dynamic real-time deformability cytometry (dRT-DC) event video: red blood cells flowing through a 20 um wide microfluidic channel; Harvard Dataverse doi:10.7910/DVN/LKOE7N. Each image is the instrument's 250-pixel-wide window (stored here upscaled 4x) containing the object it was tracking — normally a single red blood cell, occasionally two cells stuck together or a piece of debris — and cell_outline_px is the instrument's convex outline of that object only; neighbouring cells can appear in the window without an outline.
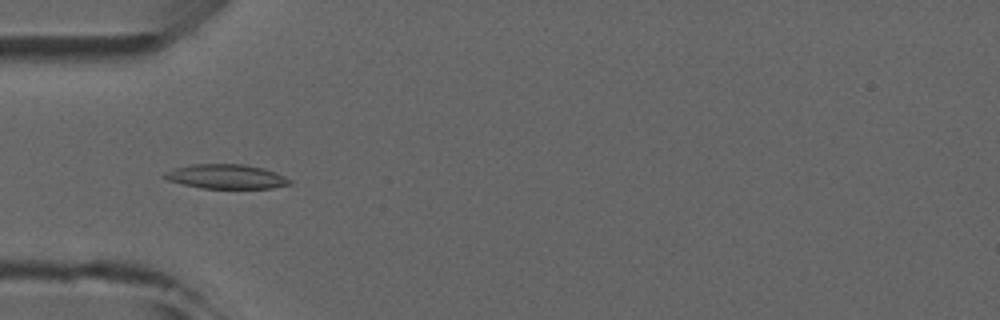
{"species": "common noctule bat (a hibernating species)", "species_latin": "Nyctalus noctula", "temperature_condition": "room temperature", "stored_images_in_passage": 6, "camera_frame_rate_fps": 3000, "um_per_image_px": 0.085, "animal": {"sex": "male", "forearm_length_mm": 52.5}, "frame": {"image": 1, "passage_image": 5, "time_ms": 5.0, "image_size_px": [1000, 320], "cell_outline_px": [[292, 184], [272, 188], [204, 188], [184, 184], [168, 180], [160, 176], [164, 172], [176, 168], [192, 164], [244, 164], [264, 168], [276, 172], [292, 180]], "centroid_in_image_um": [19.25, 15.0], "position_along_channel_um": 65.7, "area_um2": 17.8}}
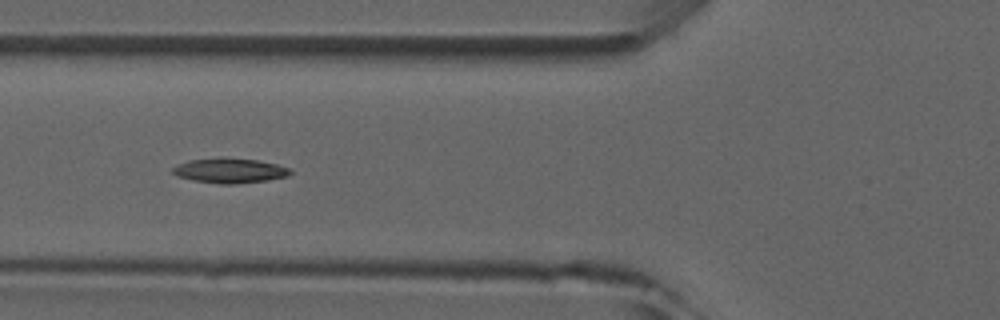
{"frame": {"image": 2, "passage_image": 6, "time_ms": 6.0, "image_size_px": [1000, 320], "cell_outline_px": [[292, 172], [288, 176], [268, 180], [236, 184], [220, 184], [192, 180], [176, 176], [172, 172], [172, 168], [188, 160], [224, 156], [256, 160], [276, 164], [288, 168]], "centroid_in_image_um": [19.5, 14.49], "position_along_channel_um": 106.3, "area_um2": 17.22}}